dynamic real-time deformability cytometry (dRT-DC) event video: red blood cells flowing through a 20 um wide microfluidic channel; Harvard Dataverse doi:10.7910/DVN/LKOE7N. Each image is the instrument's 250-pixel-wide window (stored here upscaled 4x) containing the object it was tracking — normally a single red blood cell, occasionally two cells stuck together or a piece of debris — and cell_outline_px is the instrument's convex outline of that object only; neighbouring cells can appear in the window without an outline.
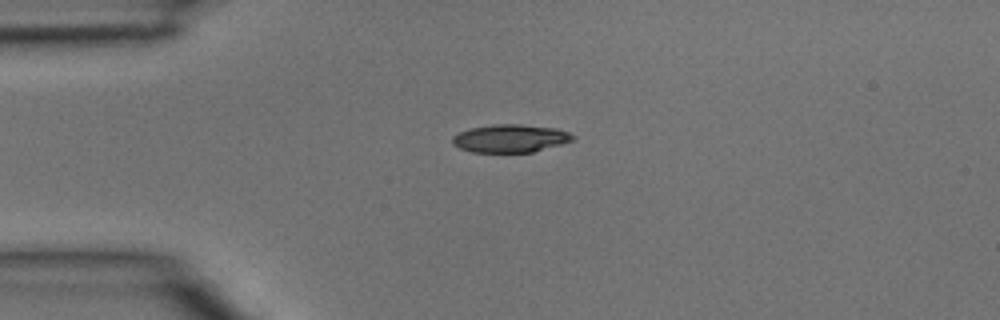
{"species": "common noctule bat (a hibernating species)", "species_latin": "Nyctalus noctula", "temperature_condition": "room temperature", "stored_images_in_passage": 3, "camera_frame_rate_fps": 3000, "um_per_image_px": 0.085, "animal": {"sex": "male", "body_mass_g": 15.6}, "frame": {"image": 1, "passage_image": 2, "time_ms": 0.333, "image_size_px": [1000, 320], "cell_outline_px": [[576, 136], [572, 140], [560, 144], [532, 152], [472, 152], [460, 148], [452, 144], [452, 136], [468, 128], [496, 124], [520, 124], [556, 128], [568, 132]], "centroid_in_image_um": [43.35, 11.76], "position_along_channel_um": 41.7, "area_um2": 19.54}}